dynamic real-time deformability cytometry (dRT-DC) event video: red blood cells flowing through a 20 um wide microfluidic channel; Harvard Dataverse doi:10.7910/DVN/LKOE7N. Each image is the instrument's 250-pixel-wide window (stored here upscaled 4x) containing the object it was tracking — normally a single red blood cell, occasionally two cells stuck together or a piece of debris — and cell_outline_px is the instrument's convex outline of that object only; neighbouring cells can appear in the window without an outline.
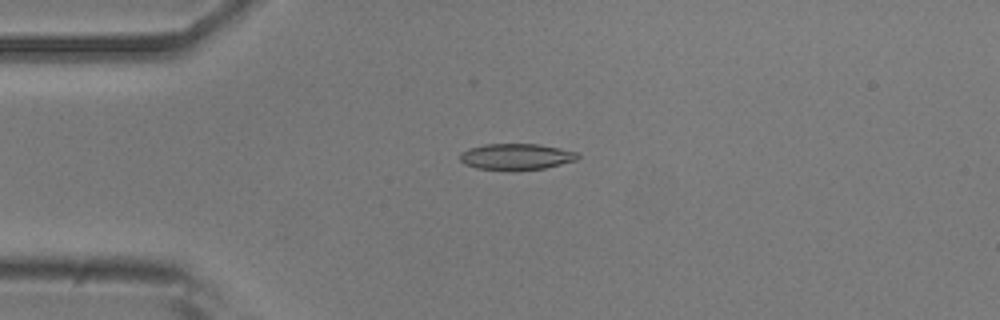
{"species": "common noctule bat (a hibernating species)", "species_latin": "Nyctalus noctula", "temperature_condition": "room temperature", "stored_images_in_passage": 47, "camera_frame_rate_fps": 3000, "um_per_image_px": 0.085, "animal": {"sex": "male", "body_mass_g": 20.5, "forearm_length_mm": 52.5}, "frame": {"image": 1, "passage_image": 7, "time_ms": 2.0, "image_size_px": [1000, 320], "cell_outline_px": [[580, 156], [576, 160], [544, 168], [512, 172], [508, 172], [476, 168], [464, 164], [460, 160], [460, 152], [468, 148], [484, 144], [536, 144], [560, 148], [576, 152]], "centroid_in_image_um": [43.82, 13.34], "position_along_channel_um": 41.2, "area_um2": 18.38}}
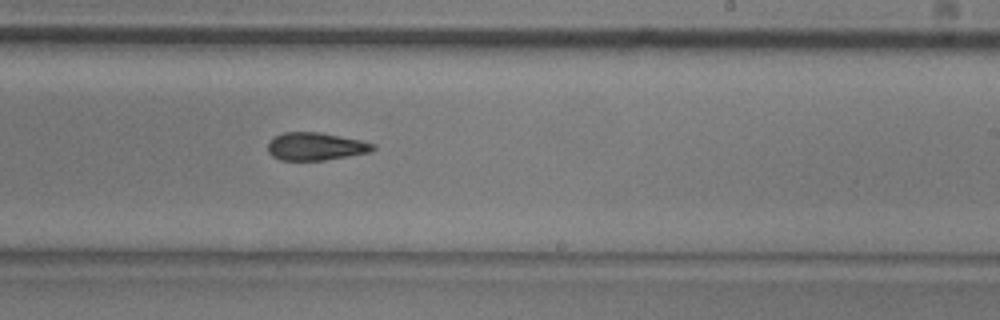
{"frame": {"image": 2, "passage_image": 26, "time_ms": 8.333, "image_size_px": [1000, 320], "cell_outline_px": [[376, 148], [368, 152], [348, 156], [324, 160], [280, 160], [272, 156], [268, 152], [268, 144], [276, 136], [284, 132], [320, 132], [360, 140], [376, 144]], "centroid_in_image_um": [26.83, 12.45], "position_along_channel_um": 262.2, "area_um2": 16.88}}
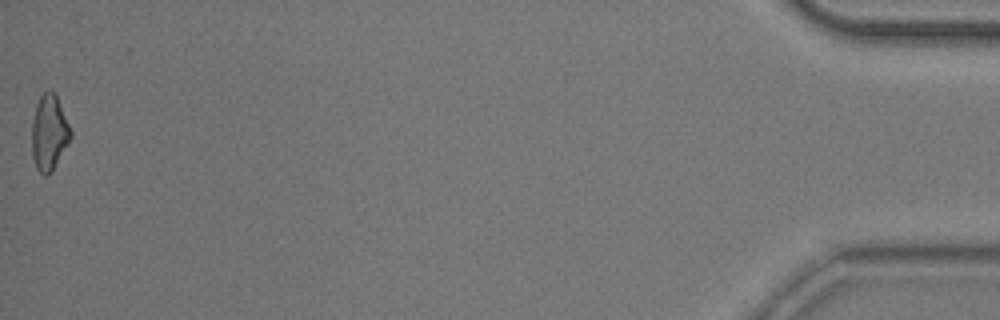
{"frame": {"image": 3, "passage_image": 47, "time_ms": 15.333, "image_size_px": [1000, 320], "cell_outline_px": [[72, 136], [52, 172], [48, 176], [44, 176], [36, 168], [32, 156], [32, 124], [36, 104], [40, 96], [48, 88], [56, 92], [72, 132]], "centroid_in_image_um": [4.18, 11.26], "position_along_channel_um": 431.0, "area_um2": 17.34}, "authors_computed_cell_mechanics": {"area_um2": 17.4556, "velocity_mm_per_s": 3.8374, "shape_relaxation_time_tau1_ms": 6.7808, "shape_relaxation_time_tau2_ms": 10.0607, "deformation_change_tau1": 0.1565, "deformation_change_tau2": 0.2081}}